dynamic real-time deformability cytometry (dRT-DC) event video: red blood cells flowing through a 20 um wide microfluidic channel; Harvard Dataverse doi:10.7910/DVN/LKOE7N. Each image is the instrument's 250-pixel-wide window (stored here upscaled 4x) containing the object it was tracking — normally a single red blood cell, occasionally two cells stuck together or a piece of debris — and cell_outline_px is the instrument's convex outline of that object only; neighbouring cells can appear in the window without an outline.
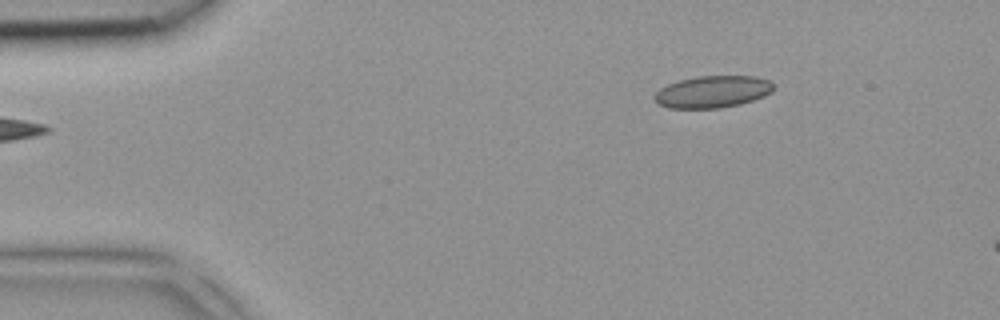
{"species": "common noctule bat (a hibernating species)", "species_latin": "Nyctalus noctula", "temperature_condition": "room temperature", "stored_images_in_passage": 6, "camera_frame_rate_fps": 3000, "um_per_image_px": 0.085, "animal": {"sex": "female", "body_mass_g": 18.4}, "frame": {"image": 1, "passage_image": 1, "time_ms": 0.0, "image_size_px": [1000, 320], "cell_outline_px": [[772, 92], [764, 96], [740, 104], [720, 108], [668, 108], [656, 104], [652, 96], [660, 88], [668, 84], [680, 80], [696, 76], [756, 76], [768, 80], [772, 84]], "centroid_in_image_um": [60.52, 7.8], "position_along_channel_um": 24.5, "area_um2": 22.25}}